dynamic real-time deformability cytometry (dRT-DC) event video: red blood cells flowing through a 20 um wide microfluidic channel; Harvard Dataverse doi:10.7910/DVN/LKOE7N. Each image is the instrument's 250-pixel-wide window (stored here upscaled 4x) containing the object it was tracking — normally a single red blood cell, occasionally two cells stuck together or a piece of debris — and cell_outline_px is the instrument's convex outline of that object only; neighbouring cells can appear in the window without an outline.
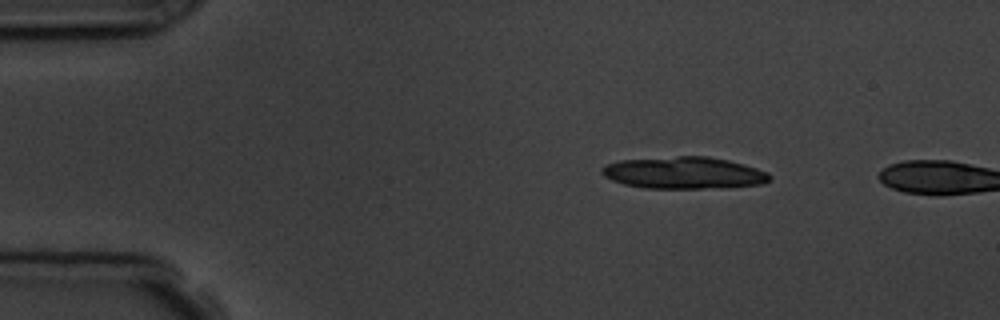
{"species": "common noctule bat (a hibernating species)", "species_latin": "Nyctalus noctula", "temperature_condition": "room temperature", "stored_images_in_passage": 3, "camera_frame_rate_fps": 3000, "um_per_image_px": 0.085, "animal": {"sex": "male", "body_mass_g": 19.5, "forearm_length_mm": 54.6}, "frame": {"image": 1, "passage_image": 2, "time_ms": 1.333, "image_size_px": [1000, 320], "cell_outline_px": [[772, 180], [760, 184], [728, 188], [644, 188], [624, 184], [612, 180], [604, 176], [600, 172], [600, 168], [604, 164], [620, 160], [676, 156], [708, 156], [728, 160], [744, 164], [768, 172], [772, 176]], "centroid_in_image_um": [58.14, 14.69], "position_along_channel_um": 26.9, "area_um2": 31.62}}